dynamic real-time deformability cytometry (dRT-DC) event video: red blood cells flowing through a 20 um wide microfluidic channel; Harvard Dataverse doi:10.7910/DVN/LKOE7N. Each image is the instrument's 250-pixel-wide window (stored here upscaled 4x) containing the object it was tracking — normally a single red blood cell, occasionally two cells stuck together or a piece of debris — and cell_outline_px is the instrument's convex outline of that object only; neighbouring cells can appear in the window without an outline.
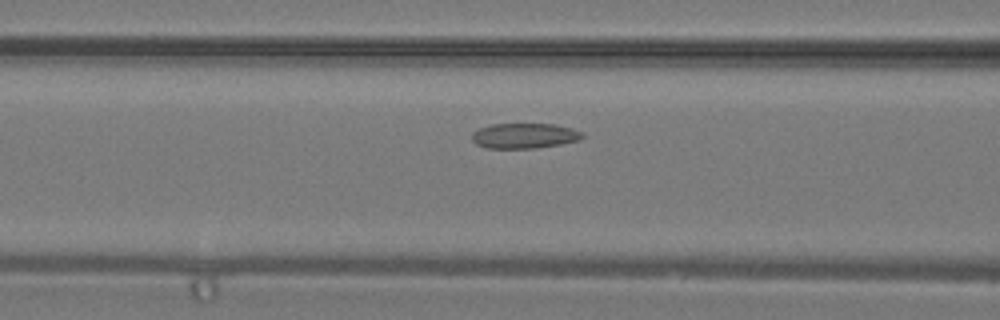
{"species": "common noctule bat (a hibernating species)", "species_latin": "Nyctalus noctula", "temperature_condition": "warm", "stored_images_in_passage": 36, "camera_frame_rate_fps": 3000, "um_per_image_px": 0.085, "animal": {"sex": "male", "body_mass_g": 19.2, "forearm_length_mm": 51.8}, "frame": {"image": 1, "passage_image": 13, "time_ms": 4.0, "image_size_px": [1000, 320], "cell_outline_px": [[584, 136], [580, 140], [560, 144], [536, 148], [488, 148], [476, 144], [472, 140], [472, 132], [480, 128], [492, 124], [556, 124], [572, 128], [584, 132]], "centroid_in_image_um": [44.6, 11.54], "position_along_channel_um": 122.0, "area_um2": 16.3}}
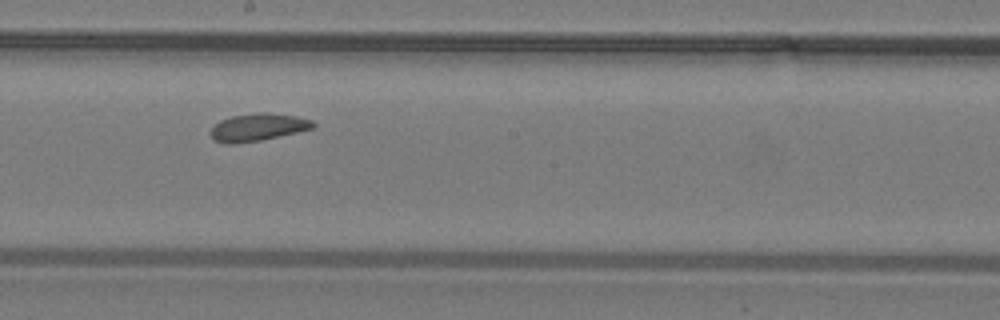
{"frame": {"image": 2, "passage_image": 19, "time_ms": 6.0, "image_size_px": [1000, 320], "cell_outline_px": [[316, 128], [260, 140], [232, 144], [224, 144], [216, 140], [208, 132], [220, 120], [232, 116], [256, 112], [268, 112], [296, 116], [312, 120], [316, 124]], "centroid_in_image_um": [21.94, 10.8], "position_along_channel_um": 226.3, "area_um2": 16.47}}
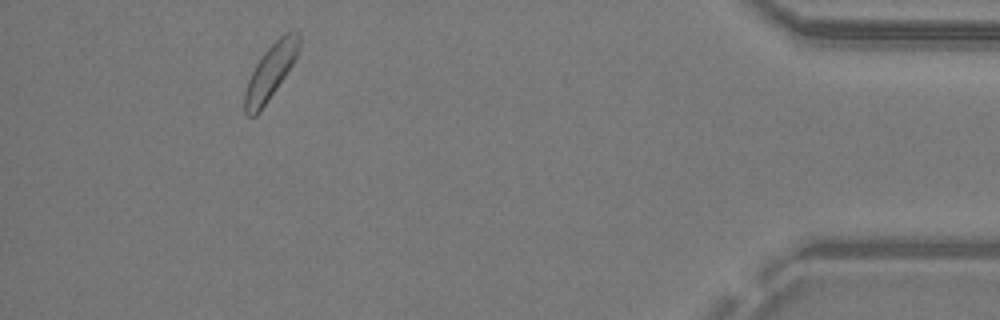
{"frame": {"image": 3, "passage_image": 33, "time_ms": 10.667, "image_size_px": [1000, 320], "cell_outline_px": [[300, 48], [292, 64], [260, 112], [256, 116], [248, 116], [244, 112], [244, 92], [248, 80], [256, 64], [264, 52], [280, 36], [296, 28], [300, 32]], "centroid_in_image_um": [22.99, 6.08], "position_along_channel_um": 412.2, "area_um2": 17.22}}